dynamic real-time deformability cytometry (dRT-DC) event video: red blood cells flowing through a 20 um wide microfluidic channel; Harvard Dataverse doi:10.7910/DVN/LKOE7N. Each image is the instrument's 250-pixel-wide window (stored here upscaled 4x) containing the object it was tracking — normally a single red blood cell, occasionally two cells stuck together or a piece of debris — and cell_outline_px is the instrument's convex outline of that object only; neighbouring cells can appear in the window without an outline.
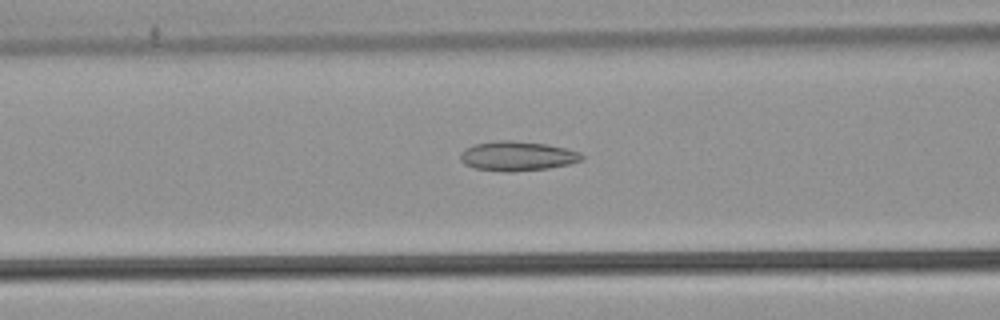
{"species": "common noctule bat (a hibernating species)", "species_latin": "Nyctalus noctula", "temperature_condition": "warm", "stored_images_in_passage": 53, "camera_frame_rate_fps": 3000, "um_per_image_px": 0.085, "animal": {"sex": "male", "body_mass_g": 21.5, "forearm_length_mm": 52.0}, "frame": {"image": 1, "passage_image": 22, "time_ms": 7.0, "image_size_px": [1000, 320], "cell_outline_px": [[584, 160], [568, 164], [548, 168], [512, 172], [504, 172], [476, 168], [464, 164], [460, 160], [460, 152], [464, 148], [476, 144], [496, 140], [512, 140], [548, 144], [568, 148], [580, 152], [584, 156]], "centroid_in_image_um": [43.98, 13.26], "position_along_channel_um": 122.6, "area_um2": 21.15}}
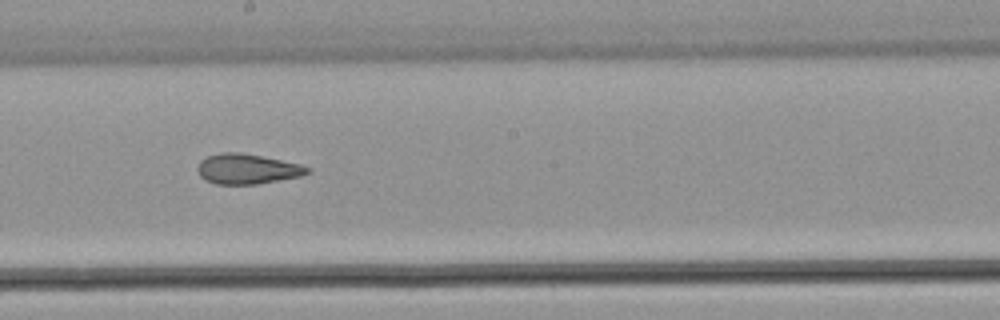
{"frame": {"image": 2, "passage_image": 30, "time_ms": 9.667, "image_size_px": [1000, 320], "cell_outline_px": [[308, 172], [300, 176], [256, 184], [216, 184], [204, 180], [200, 176], [196, 168], [200, 160], [208, 156], [220, 152], [240, 152], [300, 164], [308, 168]], "centroid_in_image_um": [20.93, 14.36], "position_along_channel_um": 227.3, "area_um2": 19.07}}
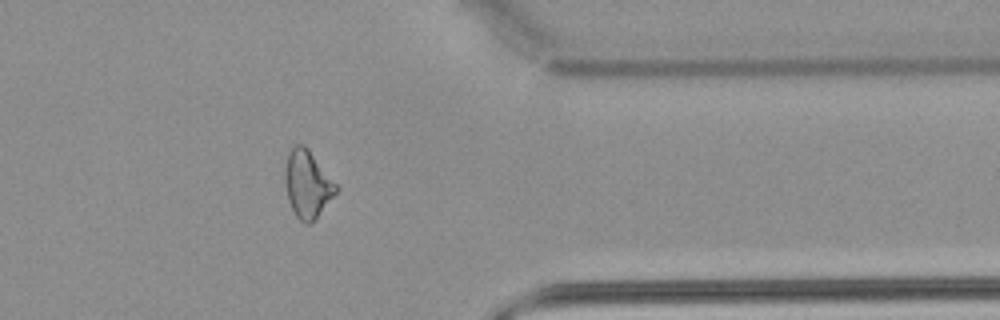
{"frame": {"image": 3, "passage_image": 43, "time_ms": 14.0, "image_size_px": [1000, 320], "cell_outline_px": [[340, 188], [316, 216], [308, 224], [304, 224], [296, 216], [288, 200], [284, 180], [284, 168], [288, 152], [296, 144], [304, 144], [308, 148]], "centroid_in_image_um": [26.11, 15.61], "position_along_channel_um": 385.3, "area_um2": 19.88}, "authors_computed_cell_mechanics": {"area_um2": 22.3108, "velocity_mm_per_s": 3.927, "shape_relaxation_time_tau1_ms": null, "shape_relaxation_time_tau2_ms": 2.0763, "deformation_change_tau1": null, "deformation_change_tau2": 0.1023}}